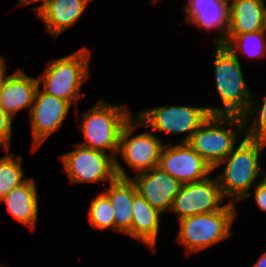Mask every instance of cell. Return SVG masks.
Masks as SVG:
<instances>
[{
	"mask_svg": "<svg viewBox=\"0 0 266 267\" xmlns=\"http://www.w3.org/2000/svg\"><path fill=\"white\" fill-rule=\"evenodd\" d=\"M215 47V84L223 107L208 109L211 115L243 117L247 125L254 120L252 116L257 110L255 96L249 92L244 81L239 57L223 44H216Z\"/></svg>",
	"mask_w": 266,
	"mask_h": 267,
	"instance_id": "cell-1",
	"label": "cell"
},
{
	"mask_svg": "<svg viewBox=\"0 0 266 267\" xmlns=\"http://www.w3.org/2000/svg\"><path fill=\"white\" fill-rule=\"evenodd\" d=\"M265 147L266 143L244 136L239 145L214 168L227 162L224 171L216 177L224 198L236 197L240 201L250 197L249 189L263 173L258 159Z\"/></svg>",
	"mask_w": 266,
	"mask_h": 267,
	"instance_id": "cell-2",
	"label": "cell"
},
{
	"mask_svg": "<svg viewBox=\"0 0 266 267\" xmlns=\"http://www.w3.org/2000/svg\"><path fill=\"white\" fill-rule=\"evenodd\" d=\"M244 125V119L240 116L211 115L187 143L214 170L236 147L238 132L245 134L247 126ZM233 126L239 128L238 132L230 129Z\"/></svg>",
	"mask_w": 266,
	"mask_h": 267,
	"instance_id": "cell-3",
	"label": "cell"
},
{
	"mask_svg": "<svg viewBox=\"0 0 266 267\" xmlns=\"http://www.w3.org/2000/svg\"><path fill=\"white\" fill-rule=\"evenodd\" d=\"M90 51L80 49L66 57L55 59L48 63L42 75H39L38 85L43 83L46 94L72 102L78 101L85 93H80L81 85L89 78ZM41 82V83H40Z\"/></svg>",
	"mask_w": 266,
	"mask_h": 267,
	"instance_id": "cell-4",
	"label": "cell"
},
{
	"mask_svg": "<svg viewBox=\"0 0 266 267\" xmlns=\"http://www.w3.org/2000/svg\"><path fill=\"white\" fill-rule=\"evenodd\" d=\"M123 105H111L99 101L94 107L83 114L80 129L84 134L82 146L110 151L116 158L119 149V137L124 124L132 117Z\"/></svg>",
	"mask_w": 266,
	"mask_h": 267,
	"instance_id": "cell-5",
	"label": "cell"
},
{
	"mask_svg": "<svg viewBox=\"0 0 266 267\" xmlns=\"http://www.w3.org/2000/svg\"><path fill=\"white\" fill-rule=\"evenodd\" d=\"M234 206L230 201L221 210L179 220L177 240L186 247L187 255L209 248L231 235L237 213Z\"/></svg>",
	"mask_w": 266,
	"mask_h": 267,
	"instance_id": "cell-6",
	"label": "cell"
},
{
	"mask_svg": "<svg viewBox=\"0 0 266 267\" xmlns=\"http://www.w3.org/2000/svg\"><path fill=\"white\" fill-rule=\"evenodd\" d=\"M71 152L61 156L64 168L72 183L97 182L109 180L112 182L117 177L129 178L118 162L110 153L91 149L80 144Z\"/></svg>",
	"mask_w": 266,
	"mask_h": 267,
	"instance_id": "cell-7",
	"label": "cell"
},
{
	"mask_svg": "<svg viewBox=\"0 0 266 267\" xmlns=\"http://www.w3.org/2000/svg\"><path fill=\"white\" fill-rule=\"evenodd\" d=\"M139 126L166 133H187V143L193 133L211 116L208 107L162 106L145 109L137 114Z\"/></svg>",
	"mask_w": 266,
	"mask_h": 267,
	"instance_id": "cell-8",
	"label": "cell"
},
{
	"mask_svg": "<svg viewBox=\"0 0 266 267\" xmlns=\"http://www.w3.org/2000/svg\"><path fill=\"white\" fill-rule=\"evenodd\" d=\"M134 119L131 117L121 130L118 153L129 167L141 173L158 166L164 145L159 137L149 131L130 138L139 125V118L136 116Z\"/></svg>",
	"mask_w": 266,
	"mask_h": 267,
	"instance_id": "cell-9",
	"label": "cell"
},
{
	"mask_svg": "<svg viewBox=\"0 0 266 267\" xmlns=\"http://www.w3.org/2000/svg\"><path fill=\"white\" fill-rule=\"evenodd\" d=\"M221 188L217 178L207 177L203 180L182 184L180 191L174 198L171 210L179 220L209 212L221 210L224 205Z\"/></svg>",
	"mask_w": 266,
	"mask_h": 267,
	"instance_id": "cell-10",
	"label": "cell"
},
{
	"mask_svg": "<svg viewBox=\"0 0 266 267\" xmlns=\"http://www.w3.org/2000/svg\"><path fill=\"white\" fill-rule=\"evenodd\" d=\"M158 166L181 184L203 180L214 171L188 143L182 142L172 147L164 145Z\"/></svg>",
	"mask_w": 266,
	"mask_h": 267,
	"instance_id": "cell-11",
	"label": "cell"
},
{
	"mask_svg": "<svg viewBox=\"0 0 266 267\" xmlns=\"http://www.w3.org/2000/svg\"><path fill=\"white\" fill-rule=\"evenodd\" d=\"M71 104L64 99L46 94L40 90V85L34 96L33 106L29 108L32 125L33 148L39 146L62 125L70 110Z\"/></svg>",
	"mask_w": 266,
	"mask_h": 267,
	"instance_id": "cell-12",
	"label": "cell"
},
{
	"mask_svg": "<svg viewBox=\"0 0 266 267\" xmlns=\"http://www.w3.org/2000/svg\"><path fill=\"white\" fill-rule=\"evenodd\" d=\"M139 195L160 213L170 211L174 198L182 184L172 178L165 170L155 166L149 171L138 173L130 178Z\"/></svg>",
	"mask_w": 266,
	"mask_h": 267,
	"instance_id": "cell-13",
	"label": "cell"
},
{
	"mask_svg": "<svg viewBox=\"0 0 266 267\" xmlns=\"http://www.w3.org/2000/svg\"><path fill=\"white\" fill-rule=\"evenodd\" d=\"M37 79L27 76L21 69L6 76L0 89V108L12 118L21 109L32 107Z\"/></svg>",
	"mask_w": 266,
	"mask_h": 267,
	"instance_id": "cell-14",
	"label": "cell"
},
{
	"mask_svg": "<svg viewBox=\"0 0 266 267\" xmlns=\"http://www.w3.org/2000/svg\"><path fill=\"white\" fill-rule=\"evenodd\" d=\"M229 3L227 0H189L185 19L207 30L219 28L220 37L216 42L223 44L229 29Z\"/></svg>",
	"mask_w": 266,
	"mask_h": 267,
	"instance_id": "cell-15",
	"label": "cell"
},
{
	"mask_svg": "<svg viewBox=\"0 0 266 267\" xmlns=\"http://www.w3.org/2000/svg\"><path fill=\"white\" fill-rule=\"evenodd\" d=\"M91 0H53L37 15L44 21L46 31L57 37L72 27Z\"/></svg>",
	"mask_w": 266,
	"mask_h": 267,
	"instance_id": "cell-16",
	"label": "cell"
},
{
	"mask_svg": "<svg viewBox=\"0 0 266 267\" xmlns=\"http://www.w3.org/2000/svg\"><path fill=\"white\" fill-rule=\"evenodd\" d=\"M38 193L35 181L27 179L21 185L12 189L7 195L0 199L5 202L8 212L24 225L35 229L38 216Z\"/></svg>",
	"mask_w": 266,
	"mask_h": 267,
	"instance_id": "cell-17",
	"label": "cell"
},
{
	"mask_svg": "<svg viewBox=\"0 0 266 267\" xmlns=\"http://www.w3.org/2000/svg\"><path fill=\"white\" fill-rule=\"evenodd\" d=\"M161 213L153 208L144 197L138 193L133 198L131 229L126 233L145 245L154 248L160 225Z\"/></svg>",
	"mask_w": 266,
	"mask_h": 267,
	"instance_id": "cell-18",
	"label": "cell"
},
{
	"mask_svg": "<svg viewBox=\"0 0 266 267\" xmlns=\"http://www.w3.org/2000/svg\"><path fill=\"white\" fill-rule=\"evenodd\" d=\"M229 3L227 36H237L263 30L265 6L263 0H232Z\"/></svg>",
	"mask_w": 266,
	"mask_h": 267,
	"instance_id": "cell-19",
	"label": "cell"
},
{
	"mask_svg": "<svg viewBox=\"0 0 266 267\" xmlns=\"http://www.w3.org/2000/svg\"><path fill=\"white\" fill-rule=\"evenodd\" d=\"M103 193L108 197L113 209L115 230L127 233L131 229L132 203L137 194L134 183L130 178L117 177Z\"/></svg>",
	"mask_w": 266,
	"mask_h": 267,
	"instance_id": "cell-20",
	"label": "cell"
},
{
	"mask_svg": "<svg viewBox=\"0 0 266 267\" xmlns=\"http://www.w3.org/2000/svg\"><path fill=\"white\" fill-rule=\"evenodd\" d=\"M263 30L244 33L237 36H227L223 43L235 56H238V50L250 57H265L266 55V37Z\"/></svg>",
	"mask_w": 266,
	"mask_h": 267,
	"instance_id": "cell-21",
	"label": "cell"
},
{
	"mask_svg": "<svg viewBox=\"0 0 266 267\" xmlns=\"http://www.w3.org/2000/svg\"><path fill=\"white\" fill-rule=\"evenodd\" d=\"M13 156L14 154L8 152L0 158V199L27 180L23 178L22 157L19 155L13 159Z\"/></svg>",
	"mask_w": 266,
	"mask_h": 267,
	"instance_id": "cell-22",
	"label": "cell"
},
{
	"mask_svg": "<svg viewBox=\"0 0 266 267\" xmlns=\"http://www.w3.org/2000/svg\"><path fill=\"white\" fill-rule=\"evenodd\" d=\"M89 221L95 229L112 228L115 230L113 209L108 197L101 193L91 200L89 207Z\"/></svg>",
	"mask_w": 266,
	"mask_h": 267,
	"instance_id": "cell-23",
	"label": "cell"
},
{
	"mask_svg": "<svg viewBox=\"0 0 266 267\" xmlns=\"http://www.w3.org/2000/svg\"><path fill=\"white\" fill-rule=\"evenodd\" d=\"M258 115L254 122H251L250 126L245 128V136L254 140H258L266 143V95L263 100L261 109H258Z\"/></svg>",
	"mask_w": 266,
	"mask_h": 267,
	"instance_id": "cell-24",
	"label": "cell"
},
{
	"mask_svg": "<svg viewBox=\"0 0 266 267\" xmlns=\"http://www.w3.org/2000/svg\"><path fill=\"white\" fill-rule=\"evenodd\" d=\"M12 119L0 108V145L3 146L6 152L9 151L11 144Z\"/></svg>",
	"mask_w": 266,
	"mask_h": 267,
	"instance_id": "cell-25",
	"label": "cell"
},
{
	"mask_svg": "<svg viewBox=\"0 0 266 267\" xmlns=\"http://www.w3.org/2000/svg\"><path fill=\"white\" fill-rule=\"evenodd\" d=\"M254 188L255 202L262 211L266 212V183L260 179L259 183Z\"/></svg>",
	"mask_w": 266,
	"mask_h": 267,
	"instance_id": "cell-26",
	"label": "cell"
},
{
	"mask_svg": "<svg viewBox=\"0 0 266 267\" xmlns=\"http://www.w3.org/2000/svg\"><path fill=\"white\" fill-rule=\"evenodd\" d=\"M42 1V4L39 5L38 7H35V10H36V14H38L50 1H53V0H24V2L22 3V5H27V4H31L32 2H41Z\"/></svg>",
	"mask_w": 266,
	"mask_h": 267,
	"instance_id": "cell-27",
	"label": "cell"
},
{
	"mask_svg": "<svg viewBox=\"0 0 266 267\" xmlns=\"http://www.w3.org/2000/svg\"><path fill=\"white\" fill-rule=\"evenodd\" d=\"M6 65H5V60L3 57L0 56V89L1 85L6 77Z\"/></svg>",
	"mask_w": 266,
	"mask_h": 267,
	"instance_id": "cell-28",
	"label": "cell"
},
{
	"mask_svg": "<svg viewBox=\"0 0 266 267\" xmlns=\"http://www.w3.org/2000/svg\"><path fill=\"white\" fill-rule=\"evenodd\" d=\"M252 267H266V252H264Z\"/></svg>",
	"mask_w": 266,
	"mask_h": 267,
	"instance_id": "cell-29",
	"label": "cell"
},
{
	"mask_svg": "<svg viewBox=\"0 0 266 267\" xmlns=\"http://www.w3.org/2000/svg\"><path fill=\"white\" fill-rule=\"evenodd\" d=\"M263 31L266 34V6H265V13H264V20H263Z\"/></svg>",
	"mask_w": 266,
	"mask_h": 267,
	"instance_id": "cell-30",
	"label": "cell"
},
{
	"mask_svg": "<svg viewBox=\"0 0 266 267\" xmlns=\"http://www.w3.org/2000/svg\"><path fill=\"white\" fill-rule=\"evenodd\" d=\"M262 175H264V177L262 178V181L266 183V172L263 171Z\"/></svg>",
	"mask_w": 266,
	"mask_h": 267,
	"instance_id": "cell-31",
	"label": "cell"
}]
</instances>
